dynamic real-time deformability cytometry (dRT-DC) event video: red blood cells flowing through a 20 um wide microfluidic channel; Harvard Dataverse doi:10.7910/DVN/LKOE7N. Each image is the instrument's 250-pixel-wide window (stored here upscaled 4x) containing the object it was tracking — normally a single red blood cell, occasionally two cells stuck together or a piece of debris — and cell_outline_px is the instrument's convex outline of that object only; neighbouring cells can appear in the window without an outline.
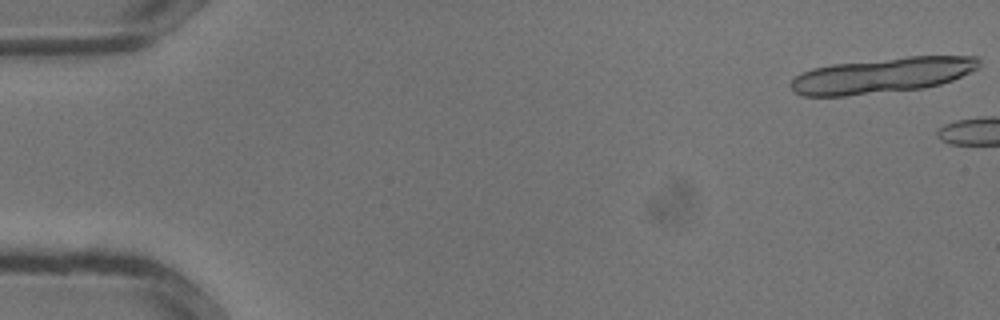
{"species": "common noctule bat (a hibernating species)", "species_latin": "Nyctalus noctula", "temperature_condition": "warm", "stored_images_in_passage": 4, "camera_frame_rate_fps": 3000, "um_per_image_px": 0.085, "animal": {"sex": "male", "body_mass_g": 13.3}, "frame": {"image": 1, "passage_image": 1, "time_ms": 0.0, "image_size_px": [1000, 320], "cell_outline_px": [[980, 68], [952, 80], [940, 84], [924, 88], [844, 96], [800, 96], [792, 92], [788, 84], [796, 76], [812, 68], [832, 64], [908, 56], [976, 56], [980, 60]], "centroid_in_image_um": [74.97, 6.41], "position_along_channel_um": 10.0, "area_um2": 39.07}}